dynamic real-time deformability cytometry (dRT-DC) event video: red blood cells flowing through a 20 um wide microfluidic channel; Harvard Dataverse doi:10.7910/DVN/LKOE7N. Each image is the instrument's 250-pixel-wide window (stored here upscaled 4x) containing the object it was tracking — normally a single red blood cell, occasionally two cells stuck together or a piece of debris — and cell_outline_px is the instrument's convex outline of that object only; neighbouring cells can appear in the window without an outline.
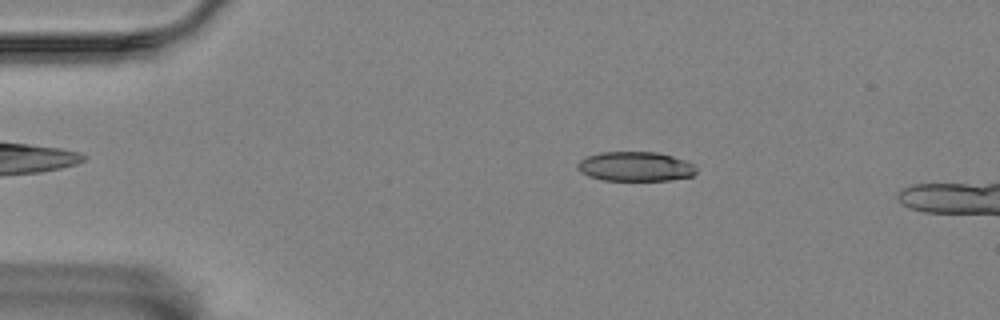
{"species": "Egyptian fruit bat (a non-hibernating species)", "species_latin": "Rousettus aegyptiacus", "temperature_condition": "room temperature", "stored_images_in_passage": 4, "camera_frame_rate_fps": 3000, "um_per_image_px": 0.085, "animal": {"sex": "female"}, "frame": {"image": 1, "passage_image": 1, "time_ms": 0.0, "image_size_px": [1000, 320], "cell_outline_px": [[696, 172], [692, 176], [672, 180], [604, 180], [588, 176], [580, 172], [576, 168], [576, 164], [580, 160], [588, 156], [600, 152], [660, 152], [684, 160], [692, 164], [696, 168]], "centroid_in_image_um": [53.98, 14.15], "position_along_channel_um": 31.0, "area_um2": 20.46}}